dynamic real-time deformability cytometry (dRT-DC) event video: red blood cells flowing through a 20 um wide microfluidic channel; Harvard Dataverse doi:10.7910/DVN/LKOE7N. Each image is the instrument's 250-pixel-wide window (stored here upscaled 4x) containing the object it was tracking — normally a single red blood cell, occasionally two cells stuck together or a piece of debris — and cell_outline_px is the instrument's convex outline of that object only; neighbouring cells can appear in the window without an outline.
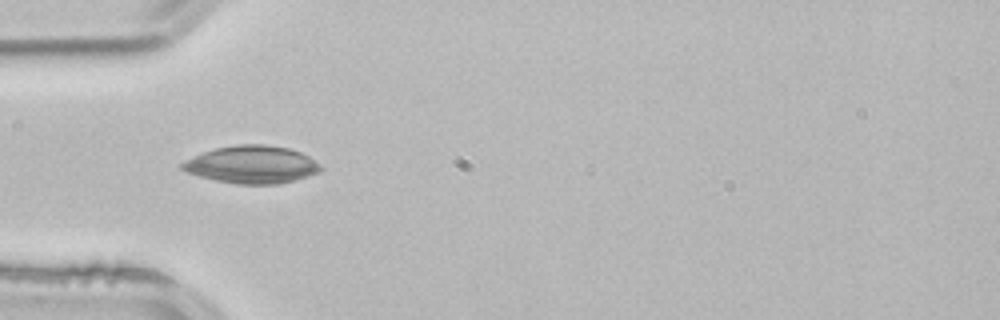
{"species": "common noctule bat (a hibernating species)", "species_latin": "Nyctalus noctula", "temperature_condition": "room temperature", "stored_images_in_passage": 4, "camera_frame_rate_fps": 3000, "um_per_image_px": 0.085, "animal": {"sex": "male", "body_mass_g": 21.5, "forearm_length_mm": 52.0}, "frame": {"image": 1, "passage_image": 4, "time_ms": 1.0, "image_size_px": [1000, 320], "cell_outline_px": [[324, 168], [320, 172], [296, 180], [276, 184], [236, 184], [216, 180], [200, 176], [188, 172], [180, 168], [180, 164], [204, 152], [216, 148], [236, 144], [264, 144], [288, 148], [300, 152], [308, 156], [320, 164]], "centroid_in_image_um": [21.46, 13.99], "position_along_channel_um": 63.5, "area_um2": 30.17}}